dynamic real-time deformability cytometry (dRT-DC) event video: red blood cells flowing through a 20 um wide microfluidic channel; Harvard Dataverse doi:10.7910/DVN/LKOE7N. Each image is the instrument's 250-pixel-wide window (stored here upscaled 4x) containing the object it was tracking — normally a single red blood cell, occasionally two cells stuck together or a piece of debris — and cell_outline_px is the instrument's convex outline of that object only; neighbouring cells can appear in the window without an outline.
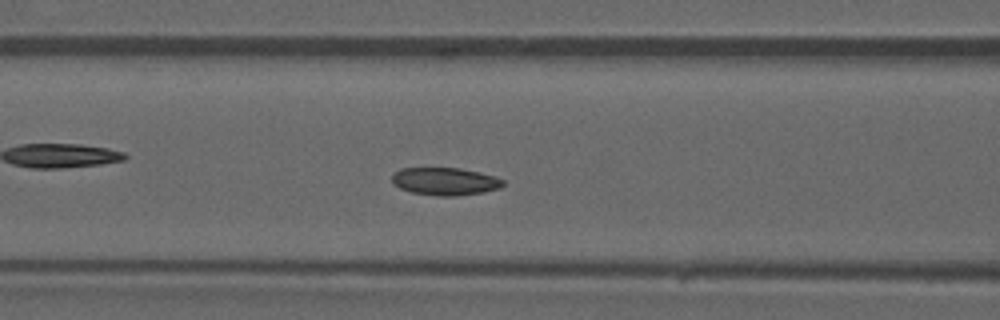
{"species": "common noctule bat (a hibernating species)", "species_latin": "Nyctalus noctula", "temperature_condition": "warm", "stored_images_in_passage": 31, "camera_frame_rate_fps": 3000, "um_per_image_px": 0.085, "animal": {"sex": "male", "forearm_length_mm": 52.5}, "frame": {"image": 1, "passage_image": 5, "time_ms": 1.333, "image_size_px": [1000, 320], "cell_outline_px": [[504, 184], [500, 188], [484, 192], [452, 196], [440, 196], [412, 192], [400, 188], [392, 184], [392, 172], [400, 168], [460, 168], [496, 176], [504, 180]], "centroid_in_image_um": [37.81, 15.41], "position_along_channel_um": 128.8, "area_um2": 17.98}}